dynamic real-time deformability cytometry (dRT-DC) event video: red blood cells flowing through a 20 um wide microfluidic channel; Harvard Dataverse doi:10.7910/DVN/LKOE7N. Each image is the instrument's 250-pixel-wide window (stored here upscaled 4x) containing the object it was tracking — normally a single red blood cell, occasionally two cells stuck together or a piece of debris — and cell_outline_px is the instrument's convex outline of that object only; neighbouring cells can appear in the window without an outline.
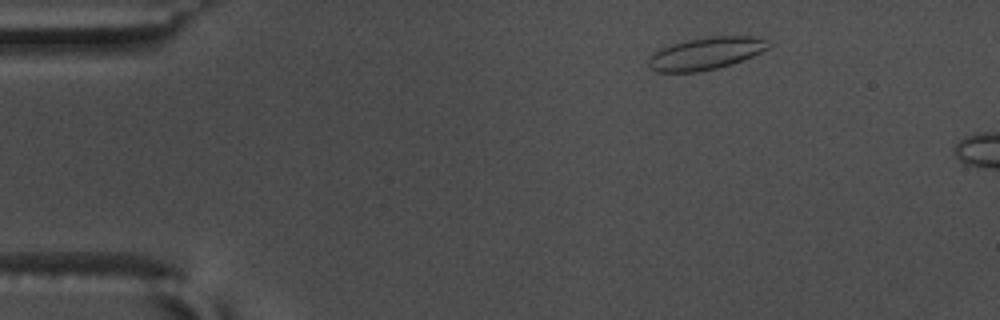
{"species": "common noctule bat (a hibernating species)", "species_latin": "Nyctalus noctula", "temperature_condition": "warm", "stored_images_in_passage": 10, "camera_frame_rate_fps": 3000, "um_per_image_px": 0.085, "animal": {"sex": "male", "body_mass_g": 17.5, "forearm_length_mm": 52.3}, "frame": {"image": 1, "passage_image": 5, "time_ms": 1.333, "image_size_px": [1000, 320], "cell_outline_px": [[772, 44], [768, 48], [752, 56], [732, 64], [716, 68], [696, 72], [656, 72], [648, 64], [648, 56], [672, 44], [688, 40], [708, 36], [760, 36], [768, 40]], "centroid_in_image_um": [60.04, 4.53], "position_along_channel_um": 25.0, "area_um2": 22.54}}